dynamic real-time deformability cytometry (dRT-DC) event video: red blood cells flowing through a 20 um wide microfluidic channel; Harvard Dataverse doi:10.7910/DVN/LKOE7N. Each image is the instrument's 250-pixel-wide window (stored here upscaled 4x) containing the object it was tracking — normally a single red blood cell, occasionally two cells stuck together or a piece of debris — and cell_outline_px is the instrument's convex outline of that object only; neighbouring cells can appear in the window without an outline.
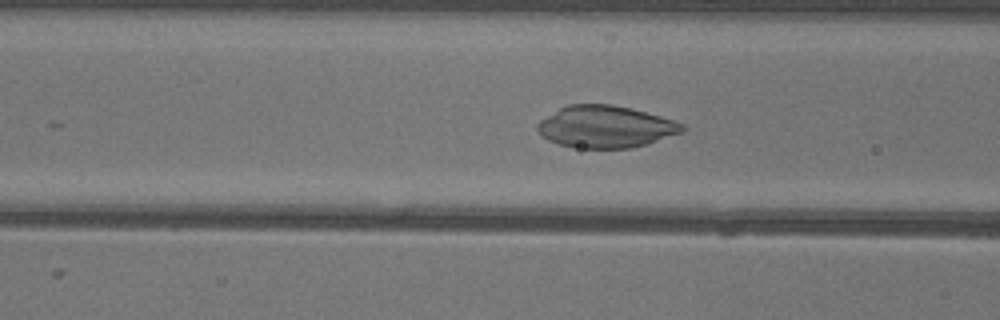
{"species": "common noctule bat (a hibernating species)", "species_latin": "Nyctalus noctula", "temperature_condition": "warm", "stored_images_in_passage": 35, "camera_frame_rate_fps": 3000, "um_per_image_px": 0.085, "animal": {"sex": "female"}, "frame": {"image": 1, "passage_image": 7, "time_ms": 2.0, "image_size_px": [1000, 320], "cell_outline_px": [[684, 132], [648, 144], [632, 148], [580, 148], [560, 144], [548, 140], [536, 128], [536, 124], [540, 120], [560, 108], [568, 104], [612, 104], [660, 116], [684, 124]], "centroid_in_image_um": [51.49, 10.78], "position_along_channel_um": 115.1, "area_um2": 35.26}}
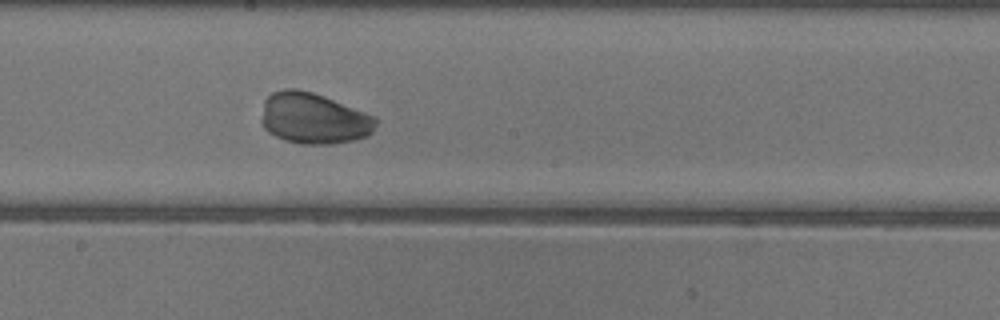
{"frame": {"image": 2, "passage_image": 15, "time_ms": 4.667, "image_size_px": [1000, 320], "cell_outline_px": [[376, 124], [372, 132], [368, 136], [356, 140], [328, 144], [300, 144], [284, 140], [268, 132], [264, 128], [260, 120], [264, 100], [272, 92], [284, 88], [296, 88], [312, 92], [324, 96], [376, 116]], "centroid_in_image_um": [26.64, 10.06], "position_along_channel_um": 221.6, "area_um2": 34.33}}
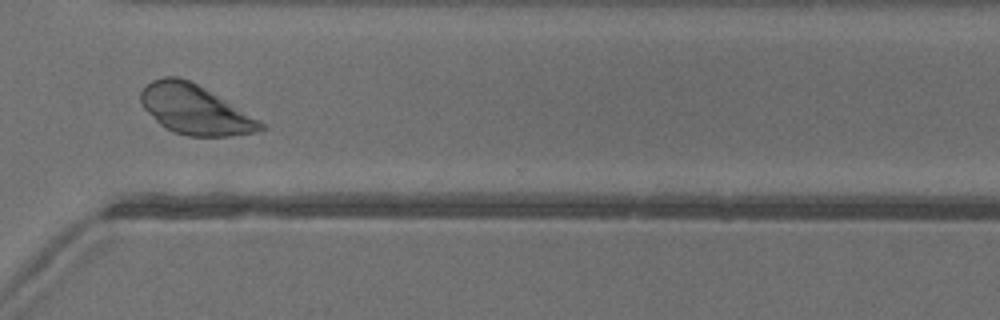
{"frame": {"image": 3, "passage_image": 25, "time_ms": 8.0, "image_size_px": [1000, 320], "cell_outline_px": [[264, 128], [256, 132], [228, 136], [188, 136], [172, 132], [164, 128], [144, 108], [140, 100], [140, 92], [152, 80], [164, 76], [180, 76], [204, 88], [260, 120], [264, 124]], "centroid_in_image_um": [16.54, 9.32], "position_along_channel_um": 354.1, "area_um2": 34.16}}